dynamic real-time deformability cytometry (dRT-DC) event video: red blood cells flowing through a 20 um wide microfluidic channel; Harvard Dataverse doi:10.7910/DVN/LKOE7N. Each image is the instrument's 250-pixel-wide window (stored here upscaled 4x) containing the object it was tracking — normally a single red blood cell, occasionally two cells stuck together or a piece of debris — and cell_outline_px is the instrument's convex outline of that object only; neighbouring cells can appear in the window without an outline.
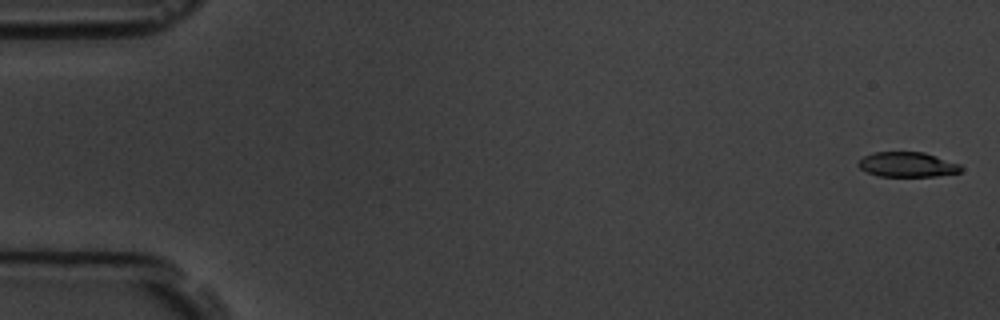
{"species": "common noctule bat (a hibernating species)", "species_latin": "Nyctalus noctula", "temperature_condition": "room temperature", "stored_images_in_passage": 5, "camera_frame_rate_fps": 3000, "um_per_image_px": 0.085, "animal": {"sex": "male", "body_mass_g": 19.5, "forearm_length_mm": 54.6}, "frame": {"image": 1, "passage_image": 1, "time_ms": 0.0, "image_size_px": [1000, 320], "cell_outline_px": [[964, 168], [960, 172], [936, 176], [880, 176], [868, 172], [860, 168], [856, 164], [864, 156], [872, 152], [924, 152], [960, 164]], "centroid_in_image_um": [77.13, 13.98], "position_along_channel_um": 7.9, "area_um2": 14.85}}